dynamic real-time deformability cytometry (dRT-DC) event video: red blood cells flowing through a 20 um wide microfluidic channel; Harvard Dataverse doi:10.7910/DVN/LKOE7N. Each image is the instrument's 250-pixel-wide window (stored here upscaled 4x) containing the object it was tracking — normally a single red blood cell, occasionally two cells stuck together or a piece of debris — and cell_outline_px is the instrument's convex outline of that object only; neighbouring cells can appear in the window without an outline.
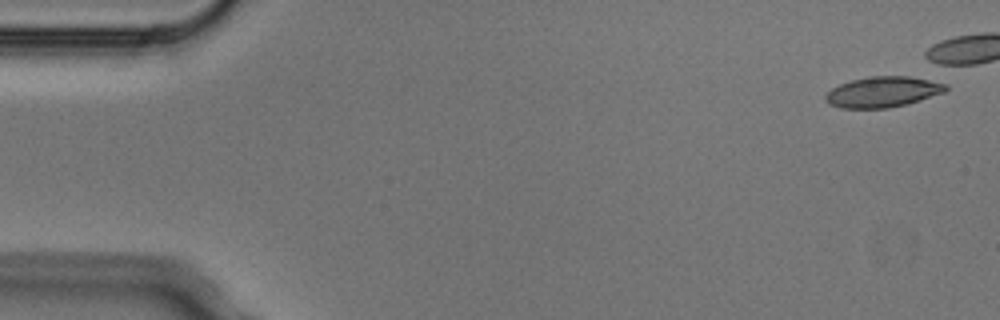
{"species": "Egyptian fruit bat (a non-hibernating species)", "species_latin": "Rousettus aegyptiacus", "temperature_condition": "cold", "stored_images_in_passage": 6, "camera_frame_rate_fps": 3000, "um_per_image_px": 0.085, "animal": {"sex": "male"}, "frame": {"image": 1, "passage_image": 1, "time_ms": 0.0, "image_size_px": [1000, 320], "cell_outline_px": [[948, 88], [944, 92], [904, 104], [888, 108], [840, 108], [828, 104], [824, 100], [824, 96], [832, 88], [840, 84], [852, 80], [872, 76], [908, 76], [940, 80], [948, 84]], "centroid_in_image_um": [75.06, 7.8], "position_along_channel_um": 9.9, "area_um2": 21.56}}
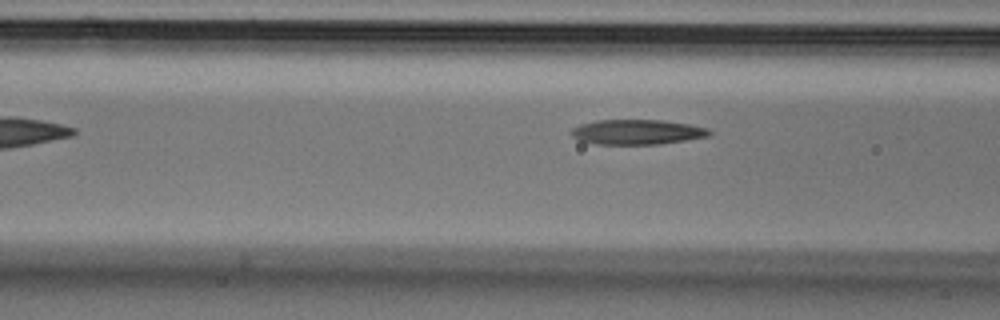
{"frame": {"image": 2, "passage_image": 6, "time_ms": 1.667, "image_size_px": [1000, 320], "cell_outline_px": [[712, 136], [660, 144], [596, 144], [580, 140], [572, 136], [568, 132], [572, 128], [580, 124], [596, 120], [664, 120], [688, 124], [708, 128], [712, 132]], "centroid_in_image_um": [54.16, 11.22], "position_along_channel_um": 112.4, "area_um2": 20.23}}